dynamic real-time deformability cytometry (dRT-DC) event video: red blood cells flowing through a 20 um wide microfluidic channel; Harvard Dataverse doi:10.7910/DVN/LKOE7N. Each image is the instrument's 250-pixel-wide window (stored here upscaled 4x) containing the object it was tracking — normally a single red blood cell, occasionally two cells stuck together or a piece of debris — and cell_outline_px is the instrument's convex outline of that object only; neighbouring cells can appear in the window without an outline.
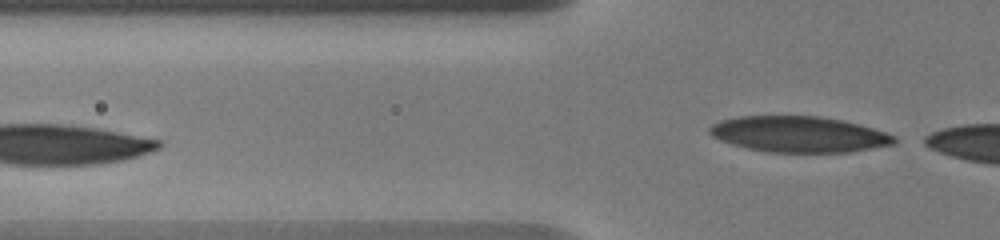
{"species": "human", "species_latin": "Homo sapiens", "temperature_condition": "warm", "stored_images_in_passage": 6, "segment_of_instrument_passage": [2, 2], "camera_frame_rate_fps": 3000, "um_per_image_px": 0.085, "donor": {"sex": "male"}, "frame": {"image": 1, "passage_image": 6, "time_ms": 3.0, "image_size_px": [1000, 240], "cell_outline_px": [[896, 140], [892, 144], [848, 152], [768, 152], [748, 148], [732, 144], [720, 140], [712, 136], [708, 132], [708, 128], [712, 124], [720, 120], [740, 116], [820, 116], [840, 120], [872, 128], [896, 136]], "centroid_in_image_um": [67.84, 11.41], "position_along_channel_um": 58.0, "area_um2": 38.32}}